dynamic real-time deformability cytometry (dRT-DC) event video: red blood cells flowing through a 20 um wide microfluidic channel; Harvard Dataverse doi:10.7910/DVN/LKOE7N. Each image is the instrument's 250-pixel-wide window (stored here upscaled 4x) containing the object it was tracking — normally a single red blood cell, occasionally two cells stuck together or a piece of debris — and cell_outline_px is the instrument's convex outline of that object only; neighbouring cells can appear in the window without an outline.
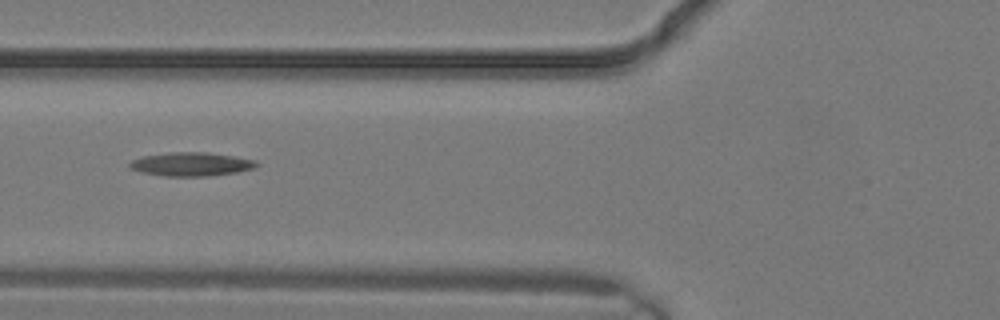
{"species": "common noctule bat (a hibernating species)", "species_latin": "Nyctalus noctula", "temperature_condition": "warm", "stored_images_in_passage": 2, "camera_frame_rate_fps": 3000, "um_per_image_px": 0.085, "animal": {"sex": "male", "body_mass_g": 19.2, "forearm_length_mm": 51.8}, "frame": {"image": 1, "passage_image": 2, "time_ms": 0.333, "image_size_px": [1000, 320], "cell_outline_px": [[260, 164], [252, 168], [236, 172], [208, 176], [164, 176], [144, 172], [132, 168], [128, 164], [132, 160], [144, 156], [168, 152], [208, 152], [236, 156], [256, 160]], "centroid_in_image_um": [16.3, 13.94], "position_along_channel_um": 109.5, "area_um2": 17.4}}